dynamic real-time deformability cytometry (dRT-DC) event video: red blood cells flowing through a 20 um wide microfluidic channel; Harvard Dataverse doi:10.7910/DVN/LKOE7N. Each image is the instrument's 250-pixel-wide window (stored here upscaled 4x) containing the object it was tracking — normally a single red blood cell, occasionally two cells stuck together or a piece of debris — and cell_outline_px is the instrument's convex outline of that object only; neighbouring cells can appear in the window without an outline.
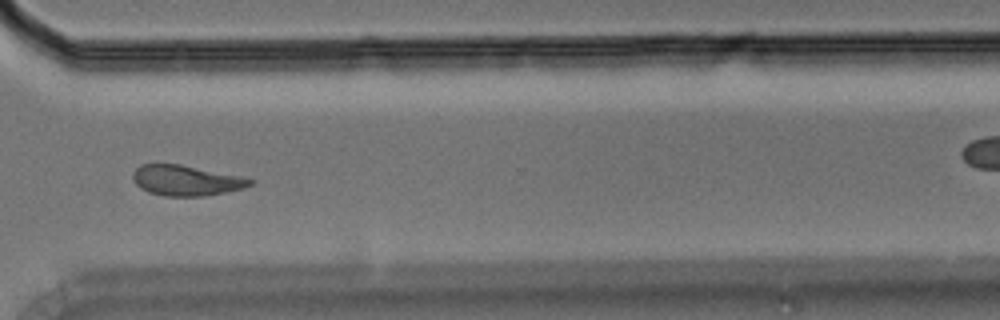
{"species": "Egyptian fruit bat (a non-hibernating species)", "species_latin": "Rousettus aegyptiacus", "temperature_condition": "room temperature", "stored_images_in_passage": 47, "camera_frame_rate_fps": 3000, "um_per_image_px": 0.085, "animal": {"sex": "male"}, "frame": {"image": 1, "passage_image": 34, "time_ms": 11.0, "image_size_px": [1000, 320], "cell_outline_px": [[252, 184], [244, 188], [204, 196], [164, 196], [148, 192], [140, 188], [132, 180], [132, 172], [140, 164], [180, 164], [240, 176], [252, 180]], "centroid_in_image_um": [15.75, 15.34], "position_along_channel_um": 354.8, "area_um2": 20.69}}